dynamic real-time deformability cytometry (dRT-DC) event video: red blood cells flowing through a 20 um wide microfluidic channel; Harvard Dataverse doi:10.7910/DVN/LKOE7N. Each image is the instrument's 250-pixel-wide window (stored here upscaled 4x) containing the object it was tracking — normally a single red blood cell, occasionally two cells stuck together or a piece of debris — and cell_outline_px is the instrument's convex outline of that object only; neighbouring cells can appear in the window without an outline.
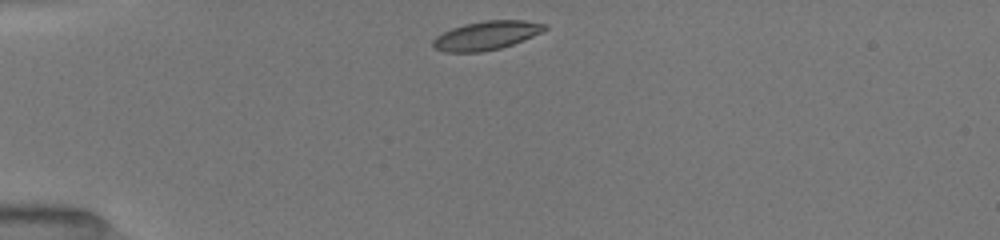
{"species": "common noctule bat (a hibernating species)", "species_latin": "Nyctalus noctula", "temperature_condition": "room temperature", "stored_images_in_passage": 39, "camera_frame_rate_fps": 3000, "um_per_image_px": 0.085, "animal": {"sex": "female", "body_mass_g": 19.5, "forearm_length_mm": 54.1}, "frame": {"image": 1, "passage_image": 1, "time_ms": 0.0, "image_size_px": [1000, 240], "cell_outline_px": [[548, 28], [532, 36], [512, 44], [500, 48], [480, 52], [444, 52], [432, 48], [432, 40], [436, 36], [452, 28], [464, 24], [484, 20], [524, 20], [548, 24]], "centroid_in_image_um": [41.31, 3.01], "position_along_channel_um": 43.7, "area_um2": 18.73}}
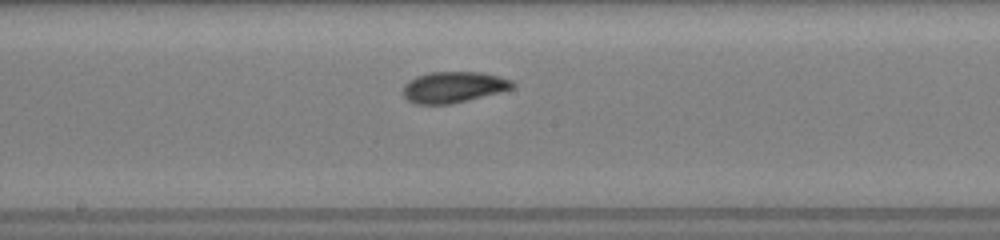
{"frame": {"image": 2, "passage_image": 16, "time_ms": 5.0, "image_size_px": [1000, 240], "cell_outline_px": [[516, 84], [512, 88], [500, 92], [452, 104], [416, 104], [408, 100], [400, 92], [404, 84], [408, 80], [416, 76], [428, 72], [480, 72], [512, 80]], "centroid_in_image_um": [38.49, 7.41], "position_along_channel_um": 209.7, "area_um2": 19.94}}
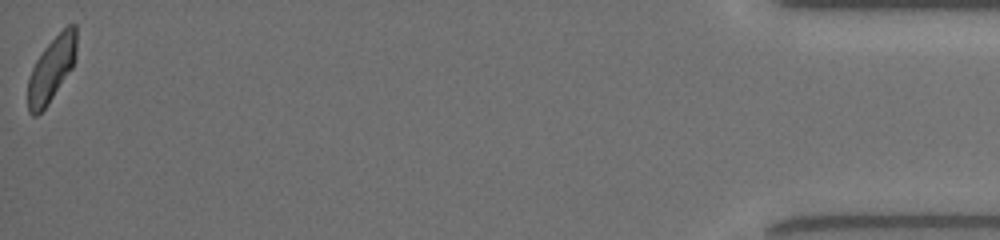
{"frame": {"image": 3, "passage_image": 39, "time_ms": 12.667, "image_size_px": [1000, 240], "cell_outline_px": [[76, 60], [72, 68], [48, 104], [36, 116], [32, 116], [28, 112], [28, 76], [36, 60], [44, 48], [68, 24], [76, 24]], "centroid_in_image_um": [4.38, 5.89], "position_along_channel_um": 430.8, "area_um2": 18.26}, "authors_computed_cell_mechanics": {"area_um2": 19.363, "velocity_mm_per_s": 4.0069, "shape_relaxation_time_tau1_ms": 3.1047, "shape_relaxation_time_tau2_ms": 2.6282, "deformation_change_tau1": 0.1092, "deformation_change_tau2": 0.0683}}